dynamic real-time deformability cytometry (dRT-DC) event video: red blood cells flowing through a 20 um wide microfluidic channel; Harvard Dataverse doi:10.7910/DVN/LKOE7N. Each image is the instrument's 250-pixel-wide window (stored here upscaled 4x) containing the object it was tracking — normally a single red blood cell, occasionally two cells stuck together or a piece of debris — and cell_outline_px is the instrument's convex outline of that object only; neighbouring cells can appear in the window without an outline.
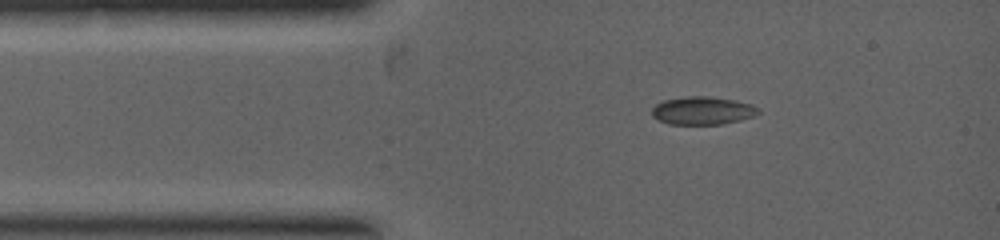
{"species": "common noctule bat (a hibernating species)", "species_latin": "Nyctalus noctula", "temperature_condition": "warm", "stored_images_in_passage": 5, "camera_frame_rate_fps": 5000, "um_per_image_px": 0.085, "animal": {"sex": "female", "body_mass_g": 19.0, "forearm_length_mm": 53.3}, "frame": {"image": 1, "passage_image": 2, "time_ms": 0.4, "image_size_px": [1000, 240], "cell_outline_px": [[760, 112], [752, 116], [740, 120], [724, 124], [668, 124], [652, 116], [652, 108], [656, 104], [664, 100], [688, 96], [708, 96], [736, 100], [752, 104], [760, 108]], "centroid_in_image_um": [59.74, 9.4], "position_along_channel_um": 25.3, "area_um2": 17.4}}
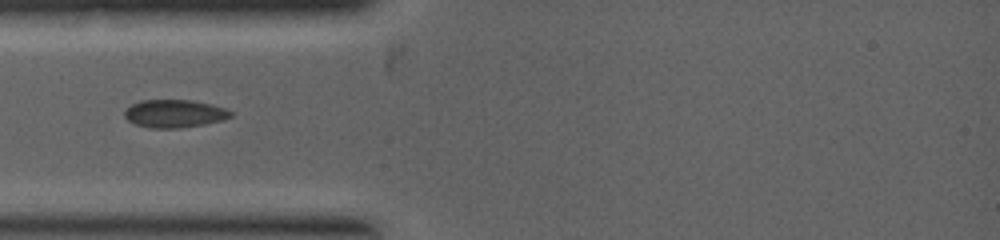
{"frame": {"image": 2, "passage_image": 5, "time_ms": 1.4, "image_size_px": [1000, 240], "cell_outline_px": [[232, 116], [224, 120], [204, 124], [180, 128], [148, 128], [136, 124], [128, 120], [124, 116], [124, 112], [132, 104], [140, 100], [192, 100], [212, 104], [224, 108], [232, 112]], "centroid_in_image_um": [14.84, 9.65], "position_along_channel_um": 70.2, "area_um2": 17.28}}